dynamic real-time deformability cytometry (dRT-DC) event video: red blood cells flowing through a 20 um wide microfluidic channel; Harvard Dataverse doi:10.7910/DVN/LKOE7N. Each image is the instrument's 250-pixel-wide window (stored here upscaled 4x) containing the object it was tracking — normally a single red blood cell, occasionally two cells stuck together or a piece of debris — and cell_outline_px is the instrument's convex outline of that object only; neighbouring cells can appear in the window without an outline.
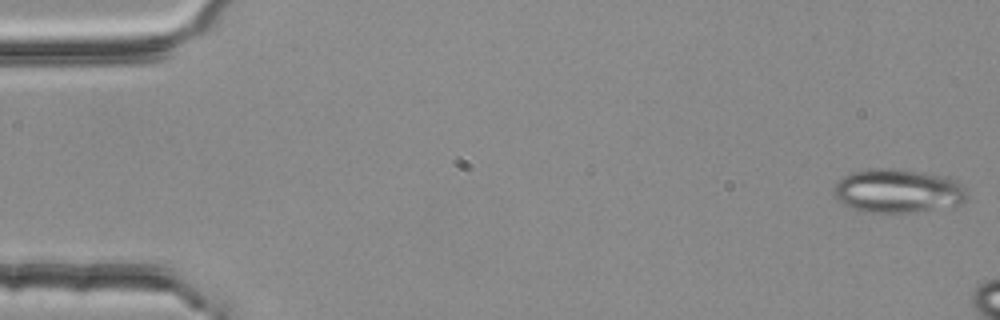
{"species": "common noctule bat (a hibernating species)", "species_latin": "Nyctalus noctula", "temperature_condition": "room temperature", "stored_images_in_passage": 11, "camera_frame_rate_fps": 3000, "um_per_image_px": 0.085, "animal": {"sex": "female", "body_mass_g": 25.1}, "frame": {"image": 1, "passage_image": 1, "time_ms": 0.0, "image_size_px": [1000, 320], "cell_outline_px": [[968, 192], [964, 204], [916, 212], [864, 212], [852, 208], [836, 200], [836, 180], [840, 176], [852, 172], [872, 168], [888, 168], [924, 172], [944, 176], [956, 180]], "centroid_in_image_um": [76.33, 16.22], "position_along_channel_um": 8.7, "area_um2": 34.16}}